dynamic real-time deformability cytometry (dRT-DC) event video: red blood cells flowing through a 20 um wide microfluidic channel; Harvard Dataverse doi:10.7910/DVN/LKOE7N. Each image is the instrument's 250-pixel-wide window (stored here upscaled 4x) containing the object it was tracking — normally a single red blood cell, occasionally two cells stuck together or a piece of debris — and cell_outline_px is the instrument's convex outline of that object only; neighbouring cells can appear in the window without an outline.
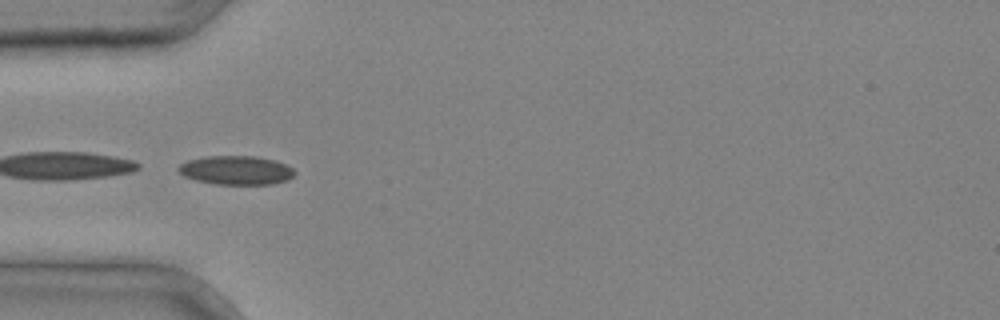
{"species": "common noctule bat (a hibernating species)", "species_latin": "Nyctalus noctula", "temperature_condition": "cold", "stored_images_in_passage": 4, "camera_frame_rate_fps": 3000, "um_per_image_px": 0.085, "animal": {"sex": "male", "body_mass_g": 20.4}, "frame": {"image": 1, "passage_image": 4, "time_ms": 1.0, "image_size_px": [1000, 320], "cell_outline_px": [[296, 172], [288, 180], [272, 184], [216, 184], [196, 180], [184, 176], [176, 168], [180, 164], [188, 160], [204, 156], [256, 156], [276, 160], [292, 168]], "centroid_in_image_um": [20.07, 14.46], "position_along_channel_um": 64.9, "area_um2": 19.59}}